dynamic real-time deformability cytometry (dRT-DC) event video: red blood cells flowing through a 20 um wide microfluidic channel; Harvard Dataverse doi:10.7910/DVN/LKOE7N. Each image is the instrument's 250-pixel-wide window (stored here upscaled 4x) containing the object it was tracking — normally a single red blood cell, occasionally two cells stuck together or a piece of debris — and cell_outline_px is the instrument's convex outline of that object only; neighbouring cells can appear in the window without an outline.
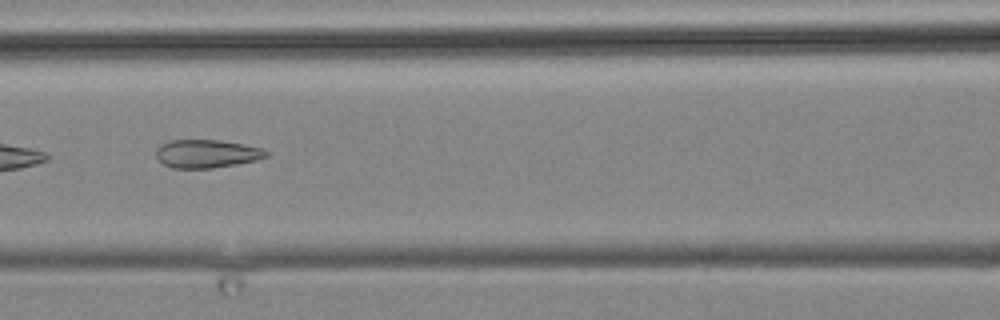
{"species": "common noctule bat (a hibernating species)", "species_latin": "Nyctalus noctula", "temperature_condition": "cold", "stored_images_in_passage": 10, "camera_frame_rate_fps": 3000, "um_per_image_px": 0.085, "animal": {"sex": "male", "body_mass_g": 19.2, "forearm_length_mm": 51.8}, "frame": {"image": 1, "passage_image": 7, "time_ms": 7.0, "image_size_px": [1000, 320], "cell_outline_px": [[268, 156], [256, 160], [236, 164], [212, 168], [172, 168], [164, 164], [156, 156], [156, 148], [160, 144], [172, 140], [220, 140], [264, 148], [268, 152]], "centroid_in_image_um": [17.57, 13.06], "position_along_channel_um": 149.0, "area_um2": 18.09}}